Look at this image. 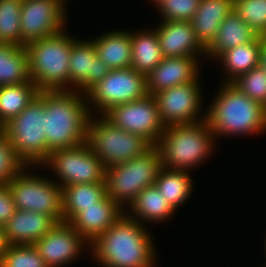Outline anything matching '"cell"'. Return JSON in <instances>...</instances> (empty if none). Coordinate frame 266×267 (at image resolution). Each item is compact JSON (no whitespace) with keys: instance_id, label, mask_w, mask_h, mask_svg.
<instances>
[{"instance_id":"4","label":"cell","mask_w":266,"mask_h":267,"mask_svg":"<svg viewBox=\"0 0 266 267\" xmlns=\"http://www.w3.org/2000/svg\"><path fill=\"white\" fill-rule=\"evenodd\" d=\"M214 137L203 116L195 123L166 126L155 145L162 167L189 171L209 157Z\"/></svg>"},{"instance_id":"17","label":"cell","mask_w":266,"mask_h":267,"mask_svg":"<svg viewBox=\"0 0 266 267\" xmlns=\"http://www.w3.org/2000/svg\"><path fill=\"white\" fill-rule=\"evenodd\" d=\"M197 59L189 56L164 57L146 76L148 95L194 82L199 77Z\"/></svg>"},{"instance_id":"27","label":"cell","mask_w":266,"mask_h":267,"mask_svg":"<svg viewBox=\"0 0 266 267\" xmlns=\"http://www.w3.org/2000/svg\"><path fill=\"white\" fill-rule=\"evenodd\" d=\"M129 208L132 213L130 217L141 224L143 220L145 222L163 221L169 218L175 211L155 185L144 188Z\"/></svg>"},{"instance_id":"25","label":"cell","mask_w":266,"mask_h":267,"mask_svg":"<svg viewBox=\"0 0 266 267\" xmlns=\"http://www.w3.org/2000/svg\"><path fill=\"white\" fill-rule=\"evenodd\" d=\"M131 41V67L147 76L164 58L156 30L131 32Z\"/></svg>"},{"instance_id":"37","label":"cell","mask_w":266,"mask_h":267,"mask_svg":"<svg viewBox=\"0 0 266 267\" xmlns=\"http://www.w3.org/2000/svg\"><path fill=\"white\" fill-rule=\"evenodd\" d=\"M16 211L7 184H0V226L3 227Z\"/></svg>"},{"instance_id":"29","label":"cell","mask_w":266,"mask_h":267,"mask_svg":"<svg viewBox=\"0 0 266 267\" xmlns=\"http://www.w3.org/2000/svg\"><path fill=\"white\" fill-rule=\"evenodd\" d=\"M192 177L186 170L161 168L155 181L156 188L162 192L174 210L181 206L192 192Z\"/></svg>"},{"instance_id":"12","label":"cell","mask_w":266,"mask_h":267,"mask_svg":"<svg viewBox=\"0 0 266 267\" xmlns=\"http://www.w3.org/2000/svg\"><path fill=\"white\" fill-rule=\"evenodd\" d=\"M104 116L118 128L142 136L152 146L156 145L166 128L153 95L116 105L108 110Z\"/></svg>"},{"instance_id":"8","label":"cell","mask_w":266,"mask_h":267,"mask_svg":"<svg viewBox=\"0 0 266 267\" xmlns=\"http://www.w3.org/2000/svg\"><path fill=\"white\" fill-rule=\"evenodd\" d=\"M101 117L98 121L89 118L86 143L105 168L139 157L152 147L142 136L118 128L104 115Z\"/></svg>"},{"instance_id":"31","label":"cell","mask_w":266,"mask_h":267,"mask_svg":"<svg viewBox=\"0 0 266 267\" xmlns=\"http://www.w3.org/2000/svg\"><path fill=\"white\" fill-rule=\"evenodd\" d=\"M21 7L22 0H0V43L22 47Z\"/></svg>"},{"instance_id":"11","label":"cell","mask_w":266,"mask_h":267,"mask_svg":"<svg viewBox=\"0 0 266 267\" xmlns=\"http://www.w3.org/2000/svg\"><path fill=\"white\" fill-rule=\"evenodd\" d=\"M53 168L60 179L59 185L105 182V167L87 143L51 151L41 163Z\"/></svg>"},{"instance_id":"18","label":"cell","mask_w":266,"mask_h":267,"mask_svg":"<svg viewBox=\"0 0 266 267\" xmlns=\"http://www.w3.org/2000/svg\"><path fill=\"white\" fill-rule=\"evenodd\" d=\"M162 23L155 30L163 57H195L199 52L206 54L190 21L163 20Z\"/></svg>"},{"instance_id":"26","label":"cell","mask_w":266,"mask_h":267,"mask_svg":"<svg viewBox=\"0 0 266 267\" xmlns=\"http://www.w3.org/2000/svg\"><path fill=\"white\" fill-rule=\"evenodd\" d=\"M32 82L25 47L0 43V86Z\"/></svg>"},{"instance_id":"14","label":"cell","mask_w":266,"mask_h":267,"mask_svg":"<svg viewBox=\"0 0 266 267\" xmlns=\"http://www.w3.org/2000/svg\"><path fill=\"white\" fill-rule=\"evenodd\" d=\"M198 82L197 78L192 83L167 88L153 95L165 126L200 121L198 111L202 105V91Z\"/></svg>"},{"instance_id":"30","label":"cell","mask_w":266,"mask_h":267,"mask_svg":"<svg viewBox=\"0 0 266 267\" xmlns=\"http://www.w3.org/2000/svg\"><path fill=\"white\" fill-rule=\"evenodd\" d=\"M39 91L33 82L0 86V122L5 125L18 116Z\"/></svg>"},{"instance_id":"39","label":"cell","mask_w":266,"mask_h":267,"mask_svg":"<svg viewBox=\"0 0 266 267\" xmlns=\"http://www.w3.org/2000/svg\"><path fill=\"white\" fill-rule=\"evenodd\" d=\"M8 246H9V243L5 236L4 227L0 226V259H1V256L7 250Z\"/></svg>"},{"instance_id":"36","label":"cell","mask_w":266,"mask_h":267,"mask_svg":"<svg viewBox=\"0 0 266 267\" xmlns=\"http://www.w3.org/2000/svg\"><path fill=\"white\" fill-rule=\"evenodd\" d=\"M201 0H159L156 5L163 20L191 21Z\"/></svg>"},{"instance_id":"3","label":"cell","mask_w":266,"mask_h":267,"mask_svg":"<svg viewBox=\"0 0 266 267\" xmlns=\"http://www.w3.org/2000/svg\"><path fill=\"white\" fill-rule=\"evenodd\" d=\"M205 113L215 136H233L262 132L266 129V108L243 94L232 83L222 85Z\"/></svg>"},{"instance_id":"19","label":"cell","mask_w":266,"mask_h":267,"mask_svg":"<svg viewBox=\"0 0 266 267\" xmlns=\"http://www.w3.org/2000/svg\"><path fill=\"white\" fill-rule=\"evenodd\" d=\"M124 210L108 195L95 206L84 208L71 222L87 243H92L124 214Z\"/></svg>"},{"instance_id":"13","label":"cell","mask_w":266,"mask_h":267,"mask_svg":"<svg viewBox=\"0 0 266 267\" xmlns=\"http://www.w3.org/2000/svg\"><path fill=\"white\" fill-rule=\"evenodd\" d=\"M64 6L61 0H23L20 14L22 47L64 30Z\"/></svg>"},{"instance_id":"16","label":"cell","mask_w":266,"mask_h":267,"mask_svg":"<svg viewBox=\"0 0 266 267\" xmlns=\"http://www.w3.org/2000/svg\"><path fill=\"white\" fill-rule=\"evenodd\" d=\"M69 62V81L71 85L69 90L77 88L76 91H82L84 94L110 71L107 64L97 56L92 41L77 40L72 45Z\"/></svg>"},{"instance_id":"7","label":"cell","mask_w":266,"mask_h":267,"mask_svg":"<svg viewBox=\"0 0 266 267\" xmlns=\"http://www.w3.org/2000/svg\"><path fill=\"white\" fill-rule=\"evenodd\" d=\"M3 133L26 166L41 165L48 157L44 132V91H39L18 116L4 125Z\"/></svg>"},{"instance_id":"2","label":"cell","mask_w":266,"mask_h":267,"mask_svg":"<svg viewBox=\"0 0 266 267\" xmlns=\"http://www.w3.org/2000/svg\"><path fill=\"white\" fill-rule=\"evenodd\" d=\"M76 90L44 91V132L48 155L86 142L91 112Z\"/></svg>"},{"instance_id":"38","label":"cell","mask_w":266,"mask_h":267,"mask_svg":"<svg viewBox=\"0 0 266 267\" xmlns=\"http://www.w3.org/2000/svg\"><path fill=\"white\" fill-rule=\"evenodd\" d=\"M259 66L266 70V35L260 36Z\"/></svg>"},{"instance_id":"28","label":"cell","mask_w":266,"mask_h":267,"mask_svg":"<svg viewBox=\"0 0 266 267\" xmlns=\"http://www.w3.org/2000/svg\"><path fill=\"white\" fill-rule=\"evenodd\" d=\"M260 36L247 44L231 48L223 52L217 59L224 65L228 78L226 83H232L240 75L259 66Z\"/></svg>"},{"instance_id":"32","label":"cell","mask_w":266,"mask_h":267,"mask_svg":"<svg viewBox=\"0 0 266 267\" xmlns=\"http://www.w3.org/2000/svg\"><path fill=\"white\" fill-rule=\"evenodd\" d=\"M0 267H47L32 244H11L1 256Z\"/></svg>"},{"instance_id":"1","label":"cell","mask_w":266,"mask_h":267,"mask_svg":"<svg viewBox=\"0 0 266 267\" xmlns=\"http://www.w3.org/2000/svg\"><path fill=\"white\" fill-rule=\"evenodd\" d=\"M127 214L89 244L91 253L105 267H153L155 249L151 237L143 223Z\"/></svg>"},{"instance_id":"20","label":"cell","mask_w":266,"mask_h":267,"mask_svg":"<svg viewBox=\"0 0 266 267\" xmlns=\"http://www.w3.org/2000/svg\"><path fill=\"white\" fill-rule=\"evenodd\" d=\"M58 223L52 216L40 212L16 209L3 226L6 239L11 244H34Z\"/></svg>"},{"instance_id":"23","label":"cell","mask_w":266,"mask_h":267,"mask_svg":"<svg viewBox=\"0 0 266 267\" xmlns=\"http://www.w3.org/2000/svg\"><path fill=\"white\" fill-rule=\"evenodd\" d=\"M91 41L95 45L97 56L110 70L131 67V32L115 30Z\"/></svg>"},{"instance_id":"35","label":"cell","mask_w":266,"mask_h":267,"mask_svg":"<svg viewBox=\"0 0 266 267\" xmlns=\"http://www.w3.org/2000/svg\"><path fill=\"white\" fill-rule=\"evenodd\" d=\"M26 164L16 155L6 135L0 133V184H8L17 176Z\"/></svg>"},{"instance_id":"9","label":"cell","mask_w":266,"mask_h":267,"mask_svg":"<svg viewBox=\"0 0 266 267\" xmlns=\"http://www.w3.org/2000/svg\"><path fill=\"white\" fill-rule=\"evenodd\" d=\"M16 209L40 212L63 222L62 187L24 169L7 184Z\"/></svg>"},{"instance_id":"34","label":"cell","mask_w":266,"mask_h":267,"mask_svg":"<svg viewBox=\"0 0 266 267\" xmlns=\"http://www.w3.org/2000/svg\"><path fill=\"white\" fill-rule=\"evenodd\" d=\"M232 84L250 99L266 108V70L261 66L240 75Z\"/></svg>"},{"instance_id":"15","label":"cell","mask_w":266,"mask_h":267,"mask_svg":"<svg viewBox=\"0 0 266 267\" xmlns=\"http://www.w3.org/2000/svg\"><path fill=\"white\" fill-rule=\"evenodd\" d=\"M87 241L69 222L56 223L43 238L33 246L44 259L47 267H59L73 262L81 254V247Z\"/></svg>"},{"instance_id":"40","label":"cell","mask_w":266,"mask_h":267,"mask_svg":"<svg viewBox=\"0 0 266 267\" xmlns=\"http://www.w3.org/2000/svg\"><path fill=\"white\" fill-rule=\"evenodd\" d=\"M4 125L0 122V133L3 132Z\"/></svg>"},{"instance_id":"10","label":"cell","mask_w":266,"mask_h":267,"mask_svg":"<svg viewBox=\"0 0 266 267\" xmlns=\"http://www.w3.org/2000/svg\"><path fill=\"white\" fill-rule=\"evenodd\" d=\"M90 102L104 115L112 107L145 98L147 93L146 75L132 67L112 69L86 94ZM90 99V100H89Z\"/></svg>"},{"instance_id":"22","label":"cell","mask_w":266,"mask_h":267,"mask_svg":"<svg viewBox=\"0 0 266 267\" xmlns=\"http://www.w3.org/2000/svg\"><path fill=\"white\" fill-rule=\"evenodd\" d=\"M258 37V33L232 11L221 22L216 38L206 49V55L208 57L213 56L212 58H217L223 52L252 42Z\"/></svg>"},{"instance_id":"33","label":"cell","mask_w":266,"mask_h":267,"mask_svg":"<svg viewBox=\"0 0 266 267\" xmlns=\"http://www.w3.org/2000/svg\"><path fill=\"white\" fill-rule=\"evenodd\" d=\"M233 11L259 36L266 35V0H233Z\"/></svg>"},{"instance_id":"6","label":"cell","mask_w":266,"mask_h":267,"mask_svg":"<svg viewBox=\"0 0 266 267\" xmlns=\"http://www.w3.org/2000/svg\"><path fill=\"white\" fill-rule=\"evenodd\" d=\"M161 168L160 153L155 146L130 161L106 167L107 195L124 210L123 205L131 206L144 188L155 184Z\"/></svg>"},{"instance_id":"21","label":"cell","mask_w":266,"mask_h":267,"mask_svg":"<svg viewBox=\"0 0 266 267\" xmlns=\"http://www.w3.org/2000/svg\"><path fill=\"white\" fill-rule=\"evenodd\" d=\"M233 11V0H201L191 19L200 44L207 49L217 36L221 22Z\"/></svg>"},{"instance_id":"24","label":"cell","mask_w":266,"mask_h":267,"mask_svg":"<svg viewBox=\"0 0 266 267\" xmlns=\"http://www.w3.org/2000/svg\"><path fill=\"white\" fill-rule=\"evenodd\" d=\"M107 195L106 183H80L62 188L63 221L71 222L84 208L95 206Z\"/></svg>"},{"instance_id":"5","label":"cell","mask_w":266,"mask_h":267,"mask_svg":"<svg viewBox=\"0 0 266 267\" xmlns=\"http://www.w3.org/2000/svg\"><path fill=\"white\" fill-rule=\"evenodd\" d=\"M76 41L62 30L25 45L30 79L40 91L69 90L70 53Z\"/></svg>"}]
</instances>
